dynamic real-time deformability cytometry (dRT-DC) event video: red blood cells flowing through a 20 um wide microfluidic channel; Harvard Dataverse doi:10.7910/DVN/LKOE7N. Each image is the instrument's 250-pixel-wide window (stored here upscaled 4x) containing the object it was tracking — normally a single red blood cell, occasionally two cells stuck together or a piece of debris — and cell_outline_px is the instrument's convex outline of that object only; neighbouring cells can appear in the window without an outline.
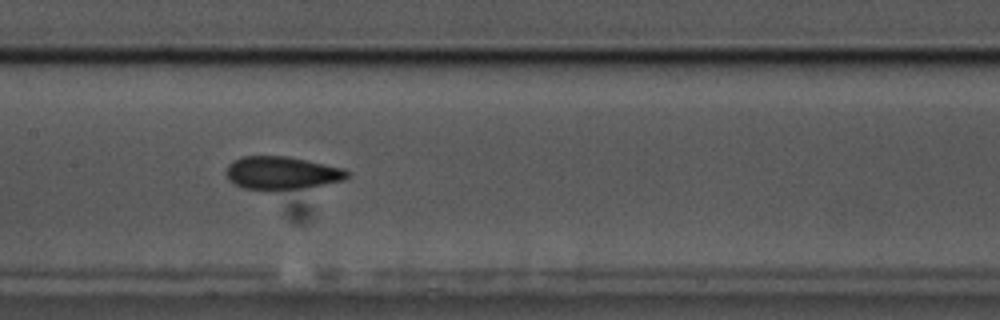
{"species": "common noctule bat (a hibernating species)", "species_latin": "Nyctalus noctula", "temperature_condition": "cold", "stored_images_in_passage": 42, "camera_frame_rate_fps": 3000, "um_per_image_px": 0.085, "animal": {"sex": "male", "body_mass_g": 17.5, "forearm_length_mm": 52.3}, "frame": {"image": 1, "passage_image": 19, "time_ms": 6.0, "image_size_px": [1000, 320], "cell_outline_px": [[348, 176], [344, 180], [324, 184], [300, 188], [268, 192], [244, 188], [228, 180], [228, 164], [232, 160], [244, 156], [288, 156], [344, 168], [348, 172]], "centroid_in_image_um": [23.93, 14.71], "position_along_channel_um": 183.5, "area_um2": 23.41}, "authors_computed_cell_mechanics": {"area_um2": 22.8888, "velocity_mm_per_s": 3.4852, "shape_relaxation_time_tau1_ms": 4.029, "shape_relaxation_time_tau2_ms": 1.6988, "deformation_change_tau1": 0.1201, "deformation_change_tau2": 0.069}}